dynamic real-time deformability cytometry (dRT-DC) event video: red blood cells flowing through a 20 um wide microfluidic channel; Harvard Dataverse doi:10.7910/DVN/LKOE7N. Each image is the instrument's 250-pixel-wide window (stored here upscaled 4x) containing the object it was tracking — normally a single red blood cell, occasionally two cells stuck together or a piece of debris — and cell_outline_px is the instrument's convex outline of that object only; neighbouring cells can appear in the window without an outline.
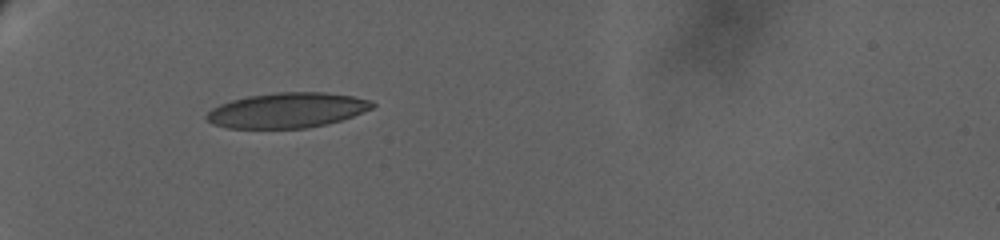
{"species": "human", "species_latin": "Homo sapiens", "temperature_condition": "warm", "stored_images_in_passage": 37, "camera_frame_rate_fps": 3000, "um_per_image_px": 0.085, "donor": {"sex": "female"}, "frame": {"image": 1, "passage_image": 2, "time_ms": 0.333, "image_size_px": [1000, 240], "cell_outline_px": [[376, 104], [372, 108], [352, 116], [328, 124], [308, 128], [228, 128], [212, 124], [204, 120], [204, 116], [212, 108], [220, 104], [232, 100], [248, 96], [276, 92], [324, 92], [352, 96], [372, 100]], "centroid_in_image_um": [24.38, 9.37], "position_along_channel_um": 60.6, "area_um2": 34.04}}
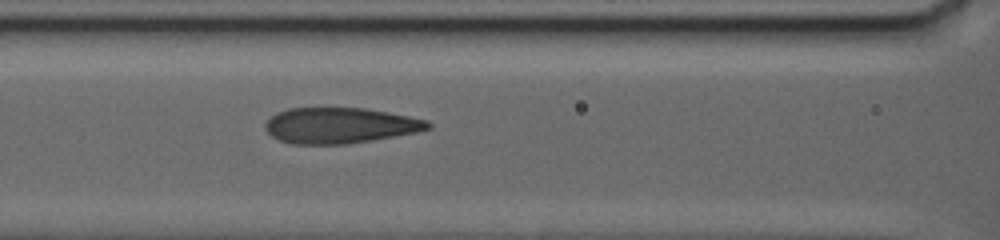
{"frame": {"image": 2, "passage_image": 25, "time_ms": 4.0, "image_size_px": [1000, 240], "cell_outline_px": [[432, 128], [416, 132], [372, 140], [348, 144], [292, 144], [280, 140], [272, 136], [264, 128], [264, 124], [276, 112], [288, 108], [364, 108], [388, 112], [428, 120], [432, 124]], "centroid_in_image_um": [28.89, 10.66], "position_along_channel_um": 137.7, "area_um2": 33.87}}
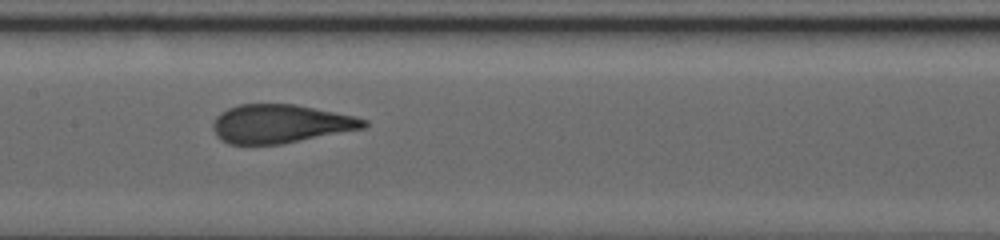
{"frame": {"image": 3, "passage_image": 36, "time_ms": 5.667, "image_size_px": [1000, 240], "cell_outline_px": [[368, 124], [364, 128], [280, 144], [228, 144], [220, 140], [216, 136], [212, 128], [212, 124], [216, 116], [220, 112], [228, 108], [240, 104], [296, 104], [356, 116], [368, 120]], "centroid_in_image_um": [23.81, 10.51], "position_along_channel_um": 183.6, "area_um2": 33.99}}